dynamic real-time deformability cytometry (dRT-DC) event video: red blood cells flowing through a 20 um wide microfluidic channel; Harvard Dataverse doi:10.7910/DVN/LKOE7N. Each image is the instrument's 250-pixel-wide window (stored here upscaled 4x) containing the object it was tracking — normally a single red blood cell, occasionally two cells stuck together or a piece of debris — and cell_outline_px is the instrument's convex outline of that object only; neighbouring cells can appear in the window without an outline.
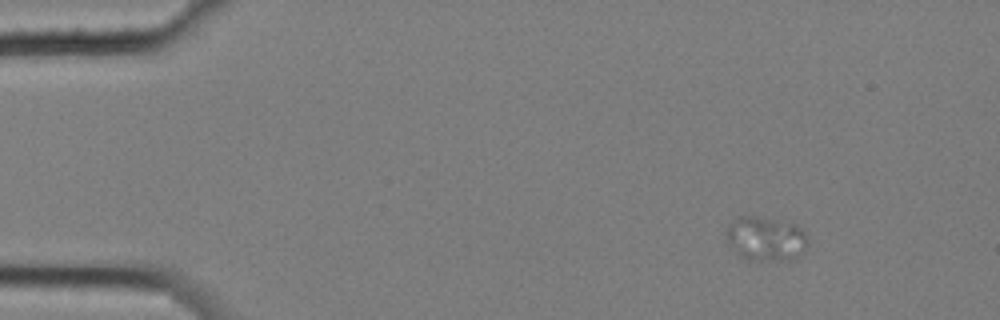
{"species": "common noctule bat (a hibernating species)", "species_latin": "Nyctalus noctula", "temperature_condition": "cold", "stored_images_in_passage": 4, "camera_frame_rate_fps": 3000, "um_per_image_px": 0.085, "animal": {"sex": "female", "body_mass_g": 25.1}, "frame": {"image": 1, "passage_image": 1, "time_ms": 0.0, "image_size_px": [1000, 320], "cell_outline_px": [[808, 240], [804, 252], [796, 260], [748, 260], [740, 256], [728, 240], [724, 232], [728, 224], [736, 216], [756, 216], [796, 224], [808, 236]], "centroid_in_image_um": [65.11, 20.29], "position_along_channel_um": 19.9, "area_um2": 21.27}}
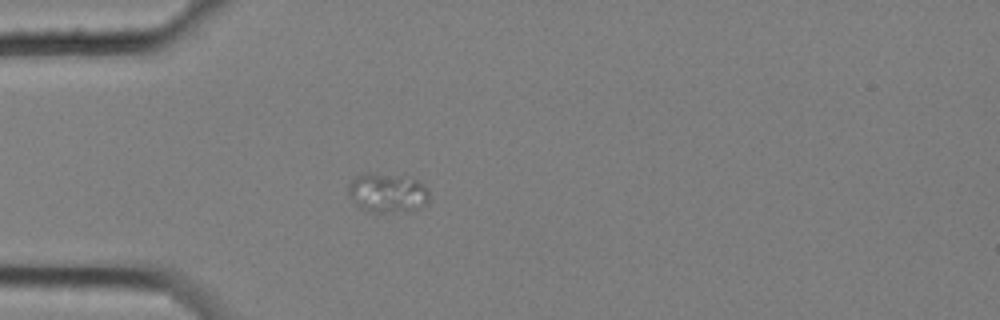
{"frame": {"image": 2, "passage_image": 4, "time_ms": 1.0, "image_size_px": [1000, 320], "cell_outline_px": [[428, 200], [420, 208], [380, 212], [368, 212], [360, 208], [356, 204], [348, 192], [348, 184], [352, 180], [364, 172], [372, 172], [416, 180], [424, 184], [428, 188]], "centroid_in_image_um": [32.89, 16.38], "position_along_channel_um": 52.1, "area_um2": 18.09}}